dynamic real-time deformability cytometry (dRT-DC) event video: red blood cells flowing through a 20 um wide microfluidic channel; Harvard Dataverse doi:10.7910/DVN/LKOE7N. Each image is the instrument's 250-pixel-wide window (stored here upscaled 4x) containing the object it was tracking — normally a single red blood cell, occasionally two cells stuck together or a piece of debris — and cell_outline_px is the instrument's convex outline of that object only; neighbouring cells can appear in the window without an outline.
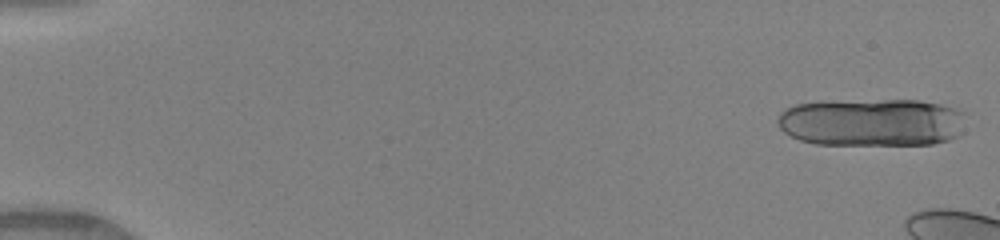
{"species": "human", "species_latin": "Homo sapiens", "temperature_condition": "warm", "stored_images_in_passage": 14, "camera_frame_rate_fps": 3000, "um_per_image_px": 0.085, "donor": {"sex": "female"}, "frame": {"image": 1, "passage_image": 1, "time_ms": 0.0, "image_size_px": [1000, 240], "cell_outline_px": [[964, 112], [956, 136], [948, 140], [932, 144], [816, 144], [800, 140], [784, 132], [780, 128], [776, 120], [780, 112], [784, 108], [796, 104], [820, 100], [920, 100], [940, 104], [956, 108]], "centroid_in_image_um": [74.01, 10.37], "position_along_channel_um": 11.0, "area_um2": 52.71}}